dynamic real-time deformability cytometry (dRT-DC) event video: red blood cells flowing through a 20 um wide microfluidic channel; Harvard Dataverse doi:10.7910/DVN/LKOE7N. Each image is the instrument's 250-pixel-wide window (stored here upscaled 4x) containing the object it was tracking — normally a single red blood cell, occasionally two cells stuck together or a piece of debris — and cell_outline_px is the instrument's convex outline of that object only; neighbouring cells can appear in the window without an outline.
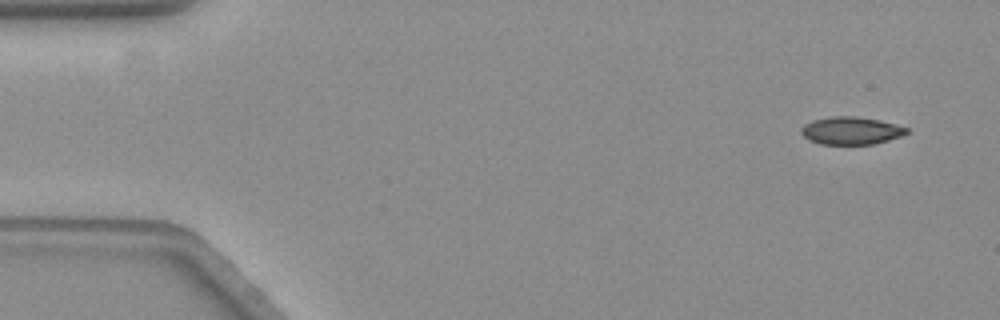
{"species": "common noctule bat (a hibernating species)", "species_latin": "Nyctalus noctula", "temperature_condition": "warm", "stored_images_in_passage": 55, "camera_frame_rate_fps": 3000, "um_per_image_px": 0.085, "animal": {"sex": "female", "body_mass_g": 19.3, "forearm_length_mm": 54.1}, "frame": {"image": 1, "passage_image": 1, "time_ms": 0.0, "image_size_px": [1000, 320], "cell_outline_px": [[908, 132], [900, 136], [888, 140], [872, 144], [820, 144], [808, 140], [800, 132], [800, 128], [804, 124], [812, 120], [832, 116], [856, 116], [880, 120], [908, 128]], "centroid_in_image_um": [72.29, 11.1], "position_along_channel_um": 12.7, "area_um2": 16.99}}
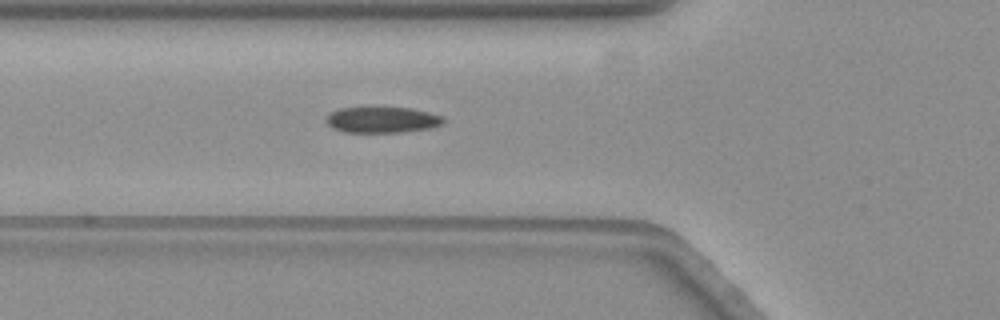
{"frame": {"image": 2, "passage_image": 18, "time_ms": 5.667, "image_size_px": [1000, 320], "cell_outline_px": [[444, 124], [432, 128], [404, 132], [344, 132], [332, 128], [324, 120], [332, 112], [340, 108], [412, 108], [444, 116]], "centroid_in_image_um": [32.53, 10.2], "position_along_channel_um": 93.3, "area_um2": 17.74}}
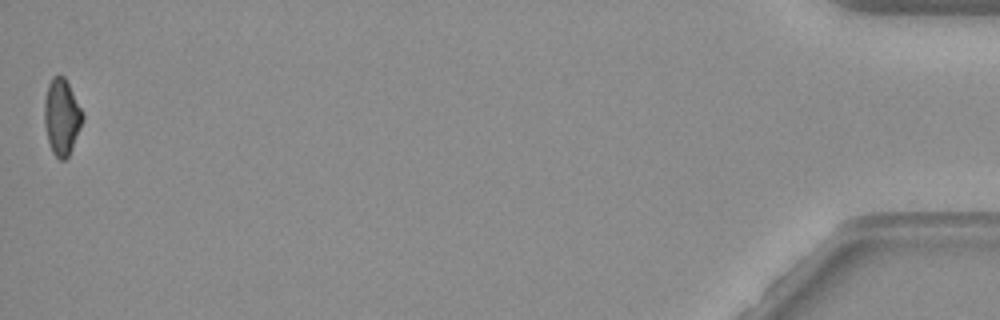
{"frame": {"image": 3, "passage_image": 55, "time_ms": 18.0, "image_size_px": [1000, 320], "cell_outline_px": [[84, 120], [72, 148], [68, 156], [64, 160], [60, 160], [52, 152], [48, 140], [44, 124], [44, 100], [48, 84], [52, 76], [64, 76], [84, 112]], "centroid_in_image_um": [5.25, 9.93], "position_along_channel_um": 429.9, "area_um2": 17.11}, "authors_computed_cell_mechanics": {"area_um2": 17.7446, "velocity_mm_per_s": 3.5583, "shape_relaxation_time_tau1_ms": 9.4454, "shape_relaxation_time_tau2_ms": null, "deformation_change_tau1": 0.2037, "deformation_change_tau2": null}}